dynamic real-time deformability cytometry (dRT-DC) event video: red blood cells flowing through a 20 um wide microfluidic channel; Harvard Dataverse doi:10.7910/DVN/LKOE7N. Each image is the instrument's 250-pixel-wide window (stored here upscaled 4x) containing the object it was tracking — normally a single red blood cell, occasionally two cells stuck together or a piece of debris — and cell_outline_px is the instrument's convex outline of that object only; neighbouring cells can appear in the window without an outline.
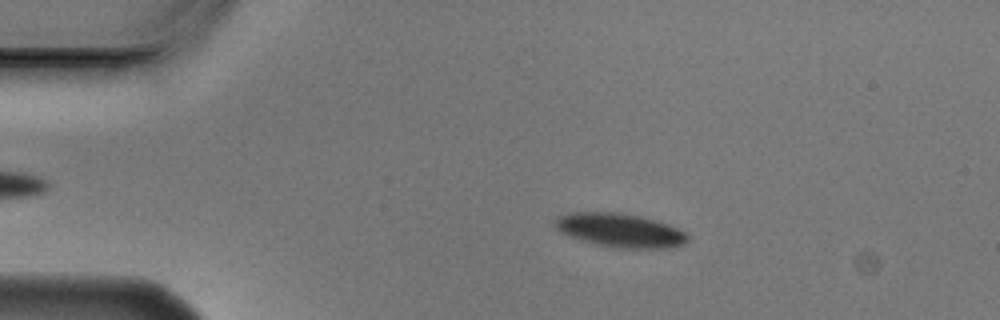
{"species": "Egyptian fruit bat (a non-hibernating species)", "species_latin": "Rousettus aegyptiacus", "temperature_condition": "cold", "stored_images_in_passage": 3, "camera_frame_rate_fps": 3000, "um_per_image_px": 0.085, "animal": {"sex": "male"}, "frame": {"image": 1, "passage_image": 2, "time_ms": 0.333, "image_size_px": [1000, 320], "cell_outline_px": [[688, 240], [684, 244], [668, 248], [616, 248], [596, 244], [580, 240], [568, 236], [560, 232], [556, 228], [556, 220], [560, 216], [568, 212], [612, 212], [636, 216], [668, 224], [688, 232]], "centroid_in_image_um": [52.71, 19.59], "position_along_channel_um": 32.3, "area_um2": 25.95}}